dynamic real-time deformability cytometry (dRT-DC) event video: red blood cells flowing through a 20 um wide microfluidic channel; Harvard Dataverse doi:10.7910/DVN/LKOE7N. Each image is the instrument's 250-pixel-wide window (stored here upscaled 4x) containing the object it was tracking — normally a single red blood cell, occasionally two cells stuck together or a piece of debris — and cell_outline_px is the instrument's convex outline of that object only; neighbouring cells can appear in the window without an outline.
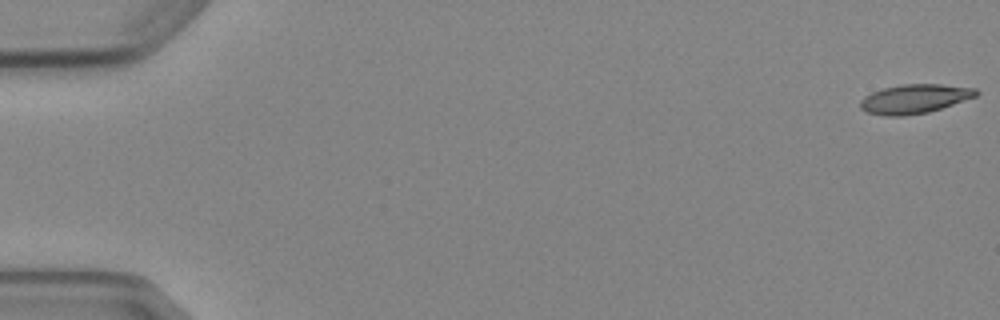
{"species": "Egyptian fruit bat (a non-hibernating species)", "species_latin": "Rousettus aegyptiacus", "temperature_condition": "cold", "stored_images_in_passage": 7, "camera_frame_rate_fps": 3000, "um_per_image_px": 0.085, "animal": {"sex": "female"}, "frame": {"image": 1, "passage_image": 1, "time_ms": 0.0, "image_size_px": [1000, 320], "cell_outline_px": [[980, 92], [976, 96], [928, 112], [904, 116], [884, 116], [868, 112], [860, 108], [860, 100], [864, 96], [872, 92], [884, 88], [900, 84], [940, 84], [976, 88]], "centroid_in_image_um": [77.71, 8.4], "position_along_channel_um": 7.3, "area_um2": 19.59}}
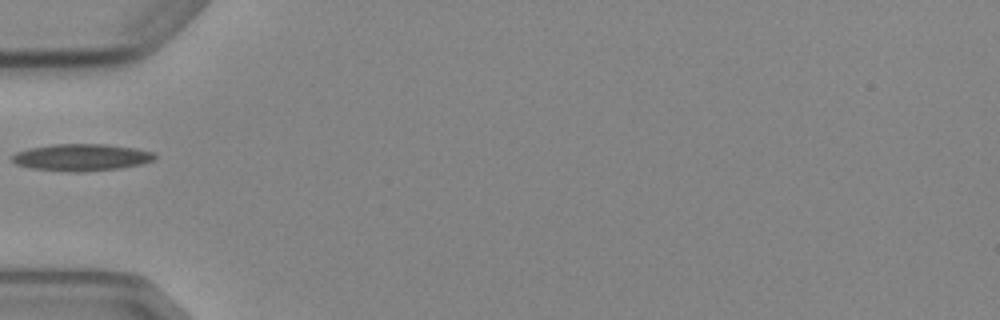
{"frame": {"image": 2, "passage_image": 6, "time_ms": 6.0, "image_size_px": [1000, 320], "cell_outline_px": [[156, 156], [152, 160], [140, 164], [120, 168], [84, 172], [68, 172], [28, 168], [16, 164], [12, 160], [12, 156], [16, 152], [28, 148], [52, 144], [104, 144], [136, 148], [152, 152]], "centroid_in_image_um": [6.87, 13.38], "position_along_channel_um": 78.1, "area_um2": 22.48}}
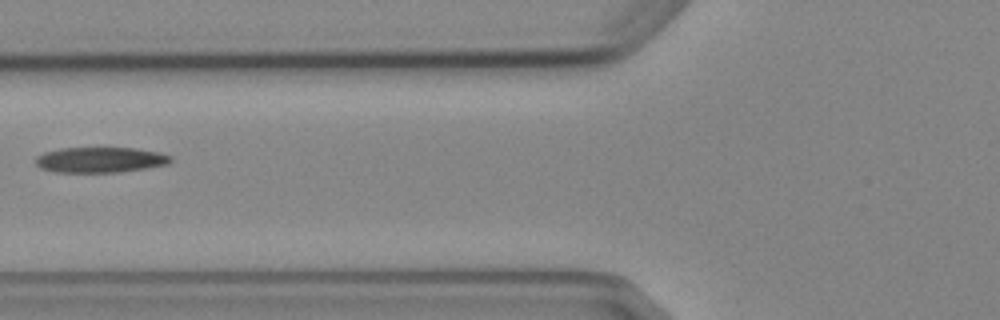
{"frame": {"image": 3, "passage_image": 7, "time_ms": 7.0, "image_size_px": [1000, 320], "cell_outline_px": [[172, 160], [168, 164], [148, 168], [120, 172], [56, 172], [40, 168], [36, 164], [36, 156], [44, 152], [60, 148], [136, 148], [160, 152], [172, 156]], "centroid_in_image_um": [8.54, 13.58], "position_along_channel_um": 117.3, "area_um2": 20.17}}